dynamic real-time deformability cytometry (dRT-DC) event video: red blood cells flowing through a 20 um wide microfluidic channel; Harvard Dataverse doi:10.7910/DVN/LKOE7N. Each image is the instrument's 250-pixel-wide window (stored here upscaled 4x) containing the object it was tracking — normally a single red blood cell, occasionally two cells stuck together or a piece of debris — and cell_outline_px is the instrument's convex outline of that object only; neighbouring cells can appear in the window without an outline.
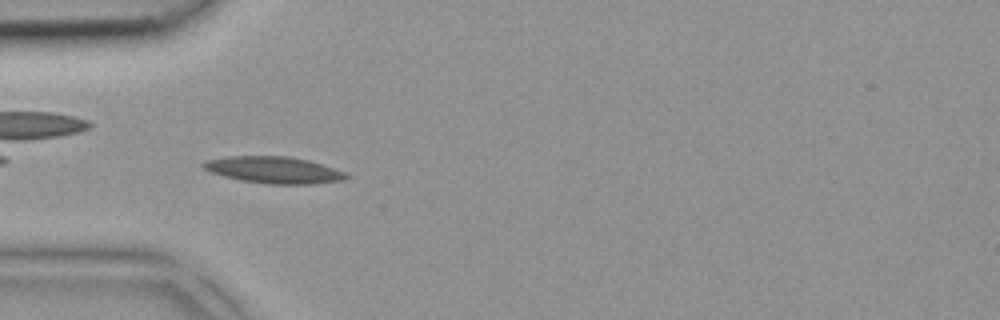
{"species": "common noctule bat (a hibernating species)", "species_latin": "Nyctalus noctula", "temperature_condition": "room temperature", "stored_images_in_passage": 33, "camera_frame_rate_fps": 3000, "um_per_image_px": 0.085, "animal": {"sex": "female", "body_mass_g": 18.4}, "frame": {"image": 1, "passage_image": 3, "time_ms": 0.667, "image_size_px": [1000, 320], "cell_outline_px": [[348, 176], [344, 180], [312, 184], [268, 184], [240, 180], [208, 172], [200, 164], [204, 160], [228, 156], [288, 156], [308, 160], [344, 172]], "centroid_in_image_um": [23.2, 14.44], "position_along_channel_um": 61.8, "area_um2": 22.2}}
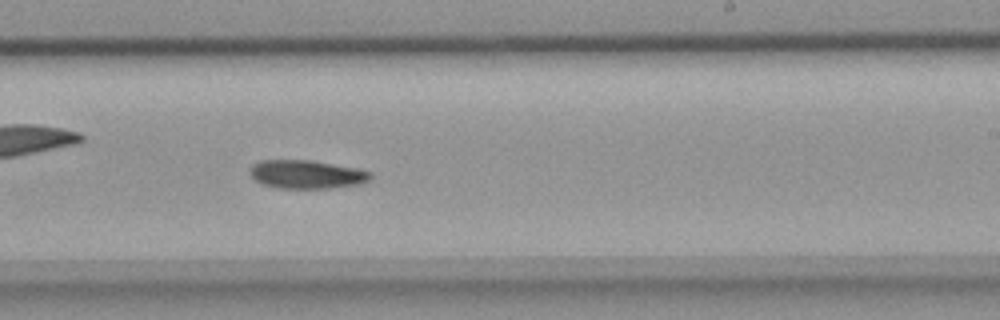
{"frame": {"image": 2, "passage_image": 16, "time_ms": 5.0, "image_size_px": [1000, 320], "cell_outline_px": [[372, 180], [360, 184], [332, 188], [280, 188], [264, 184], [256, 180], [248, 172], [252, 164], [260, 160], [312, 160], [360, 168], [372, 172]], "centroid_in_image_um": [26.12, 14.81], "position_along_channel_um": 262.9, "area_um2": 20.29}}
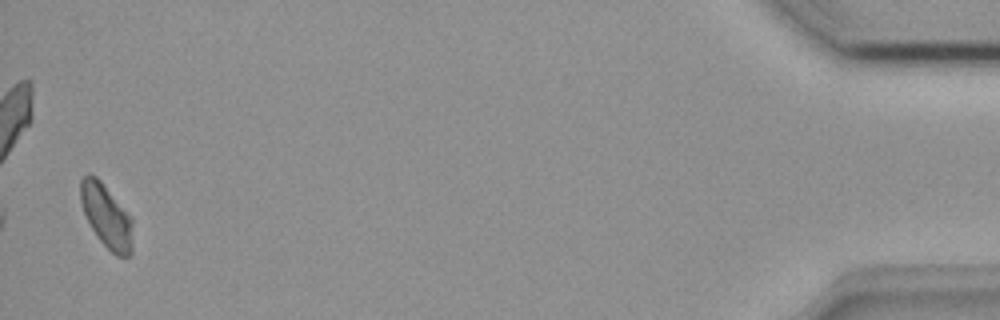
{"frame": {"image": 3, "passage_image": 32, "time_ms": 10.333, "image_size_px": [1000, 320], "cell_outline_px": [[132, 252], [128, 256], [116, 256], [96, 236], [84, 212], [80, 200], [80, 180], [88, 172], [96, 176], [100, 180], [132, 220]], "centroid_in_image_um": [9.03, 18.36], "position_along_channel_um": 426.2, "area_um2": 18.84}}